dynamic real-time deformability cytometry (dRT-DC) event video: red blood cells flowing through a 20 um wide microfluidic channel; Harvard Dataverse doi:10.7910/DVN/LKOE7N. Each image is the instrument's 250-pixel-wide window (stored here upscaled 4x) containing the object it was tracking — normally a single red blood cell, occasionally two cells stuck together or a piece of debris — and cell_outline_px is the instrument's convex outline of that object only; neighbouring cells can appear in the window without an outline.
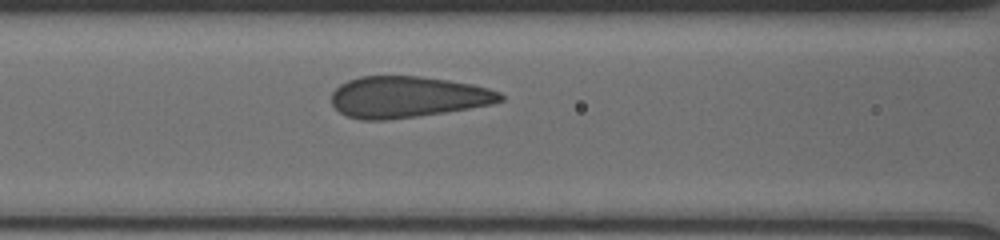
{"species": "human", "species_latin": "Homo sapiens", "temperature_condition": "cold", "stored_images_in_passage": 4, "segment_of_instrument_passage": [1, 2], "camera_frame_rate_fps": 3000, "um_per_image_px": 0.085, "donor": {"sex": "male"}, "frame": {"image": 1, "passage_image": 3, "time_ms": 1.667, "image_size_px": [1000, 240], "cell_outline_px": [[504, 100], [492, 104], [444, 112], [416, 116], [384, 120], [360, 120], [348, 116], [340, 112], [332, 104], [332, 92], [340, 84], [348, 80], [360, 76], [420, 76], [448, 80], [472, 84], [488, 88], [500, 92], [504, 96]], "centroid_in_image_um": [34.63, 8.23], "position_along_channel_um": 132.0, "area_um2": 40.52}}